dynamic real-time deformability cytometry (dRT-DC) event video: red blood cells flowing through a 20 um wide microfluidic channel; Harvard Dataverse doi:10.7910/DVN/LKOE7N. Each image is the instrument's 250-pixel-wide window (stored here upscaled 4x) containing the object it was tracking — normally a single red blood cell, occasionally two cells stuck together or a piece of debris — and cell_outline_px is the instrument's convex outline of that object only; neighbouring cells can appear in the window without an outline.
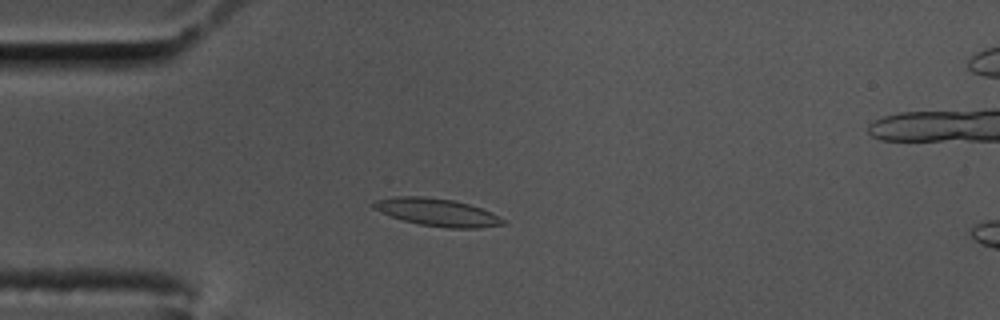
{"species": "common noctule bat (a hibernating species)", "species_latin": "Nyctalus noctula", "temperature_condition": "cold", "stored_images_in_passage": 58, "segment_of_instrument_passage": [1, 3], "camera_frame_rate_fps": 3000, "um_per_image_px": 0.085, "animal": {"sex": "male", "body_mass_g": 17.5, "forearm_length_mm": 52.3}, "frame": {"image": 1, "passage_image": 14, "time_ms": 4.333, "image_size_px": [1000, 320], "cell_outline_px": [[508, 224], [480, 228], [448, 228], [420, 224], [404, 220], [392, 216], [372, 208], [368, 204], [376, 200], [396, 196], [424, 196], [452, 200], [468, 204], [492, 212], [504, 220]], "centroid_in_image_um": [37.16, 18.04], "position_along_channel_um": 47.8, "area_um2": 20.75}}
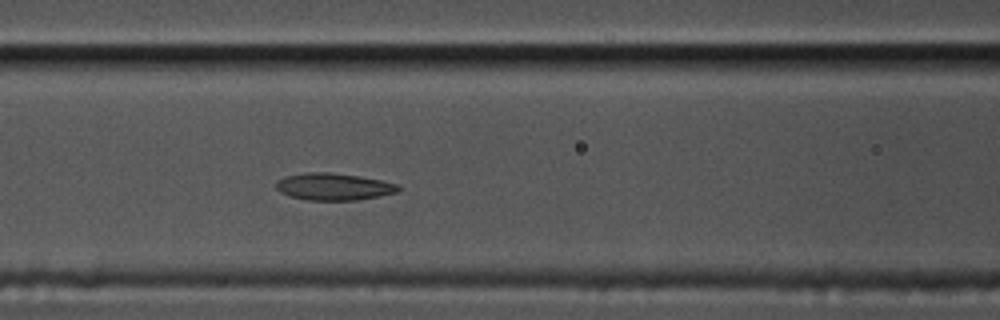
{"frame": {"image": 2, "passage_image": 23, "time_ms": 7.333, "image_size_px": [1000, 320], "cell_outline_px": [[404, 188], [396, 192], [356, 200], [308, 200], [292, 196], [280, 192], [276, 188], [276, 180], [284, 176], [304, 172], [332, 172], [360, 176], [400, 184]], "centroid_in_image_um": [28.36, 15.85], "position_along_channel_um": 138.2, "area_um2": 19.36}}
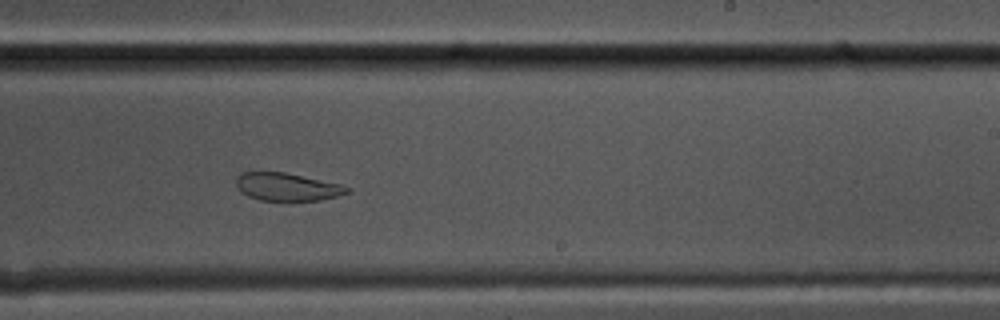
{"frame": {"image": 3, "passage_image": 34, "time_ms": 11.0, "image_size_px": [1000, 320], "cell_outline_px": [[352, 188], [348, 192], [336, 196], [320, 200], [260, 200], [248, 196], [240, 192], [236, 184], [236, 176], [240, 172], [284, 172], [340, 184]], "centroid_in_image_um": [24.36, 15.87], "position_along_channel_um": 264.6, "area_um2": 17.86}}